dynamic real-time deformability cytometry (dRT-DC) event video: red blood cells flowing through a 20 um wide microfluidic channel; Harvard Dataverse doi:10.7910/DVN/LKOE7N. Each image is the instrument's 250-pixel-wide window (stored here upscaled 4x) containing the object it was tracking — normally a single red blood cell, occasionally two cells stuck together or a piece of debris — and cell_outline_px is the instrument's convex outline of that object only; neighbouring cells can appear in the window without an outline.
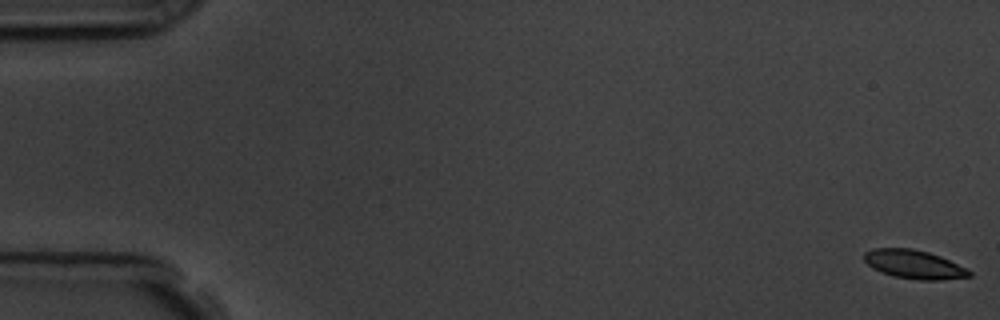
{"species": "common noctule bat (a hibernating species)", "species_latin": "Nyctalus noctula", "temperature_condition": "room temperature", "stored_images_in_passage": 58, "camera_frame_rate_fps": 3000, "um_per_image_px": 0.085, "animal": {"sex": "male", "body_mass_g": 19.5, "forearm_length_mm": 54.6}, "frame": {"image": 1, "passage_image": 1, "time_ms": 0.0, "image_size_px": [1000, 320], "cell_outline_px": [[972, 276], [940, 280], [920, 280], [896, 276], [880, 272], [872, 268], [864, 260], [864, 252], [872, 248], [912, 248], [928, 252], [940, 256], [972, 272]], "centroid_in_image_um": [77.65, 22.46], "position_along_channel_um": 7.3, "area_um2": 17.4}}
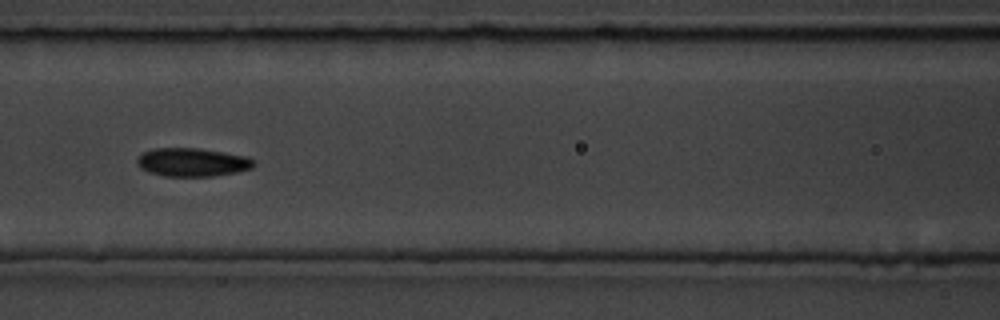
{"frame": {"image": 2, "passage_image": 26, "time_ms": 8.333, "image_size_px": [1000, 320], "cell_outline_px": [[256, 164], [252, 168], [236, 172], [212, 176], [164, 176], [148, 172], [140, 168], [136, 164], [136, 160], [144, 152], [152, 148], [200, 148], [248, 156], [256, 160]], "centroid_in_image_um": [16.37, 13.78], "position_along_channel_um": 150.2, "area_um2": 19.54}}
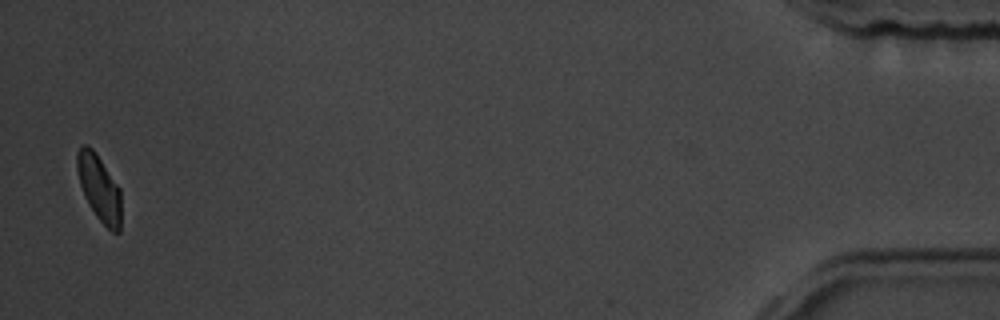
{"frame": {"image": 3, "passage_image": 57, "time_ms": 18.667, "image_size_px": [1000, 320], "cell_outline_px": [[120, 232], [112, 232], [96, 216], [88, 204], [80, 184], [76, 168], [76, 152], [80, 144], [88, 144], [96, 152], [120, 188]], "centroid_in_image_um": [8.4, 15.92], "position_along_channel_um": 426.8, "area_um2": 17.11}, "authors_computed_cell_mechanics": {"area_um2": 18.207, "velocity_mm_per_s": 3.5483, "shape_relaxation_time_tau1_ms": 2.6183, "shape_relaxation_time_tau2_ms": 1.9126, "deformation_change_tau1": 0.1034, "deformation_change_tau2": 0.0571}}